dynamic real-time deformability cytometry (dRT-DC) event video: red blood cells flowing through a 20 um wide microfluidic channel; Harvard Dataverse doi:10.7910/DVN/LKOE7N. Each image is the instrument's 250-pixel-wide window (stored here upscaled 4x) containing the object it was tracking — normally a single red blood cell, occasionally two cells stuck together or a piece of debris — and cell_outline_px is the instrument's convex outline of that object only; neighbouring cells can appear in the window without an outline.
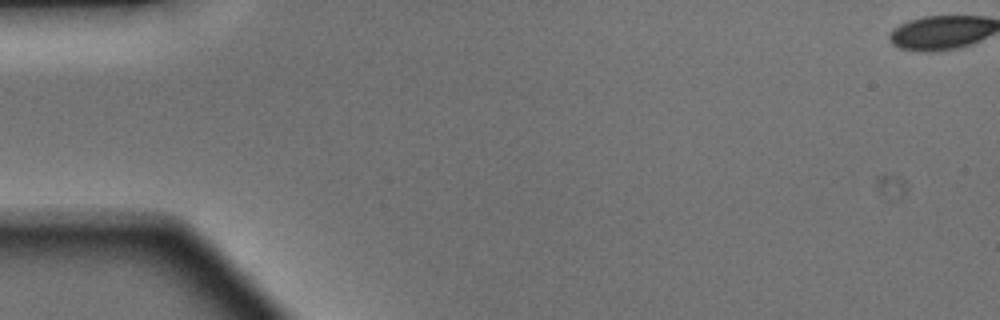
{"species": "Egyptian fruit bat (a non-hibernating species)", "species_latin": "Rousettus aegyptiacus", "temperature_condition": "warm", "stored_images_in_passage": 8, "camera_frame_rate_fps": 3000, "um_per_image_px": 0.085, "animal": {"sex": "male"}, "frame": {"image": 1, "passage_image": 1, "time_ms": 0.0, "image_size_px": [1000, 320], "cell_outline_px": [[240, 288], [232, 284], [152, 232], [148, 228], [164, 224], [184, 232], [204, 244], [232, 272]], "centroid_in_image_um": [16.53, 21.31], "position_along_channel_um": 68.5, "area_um2": 10.46}}